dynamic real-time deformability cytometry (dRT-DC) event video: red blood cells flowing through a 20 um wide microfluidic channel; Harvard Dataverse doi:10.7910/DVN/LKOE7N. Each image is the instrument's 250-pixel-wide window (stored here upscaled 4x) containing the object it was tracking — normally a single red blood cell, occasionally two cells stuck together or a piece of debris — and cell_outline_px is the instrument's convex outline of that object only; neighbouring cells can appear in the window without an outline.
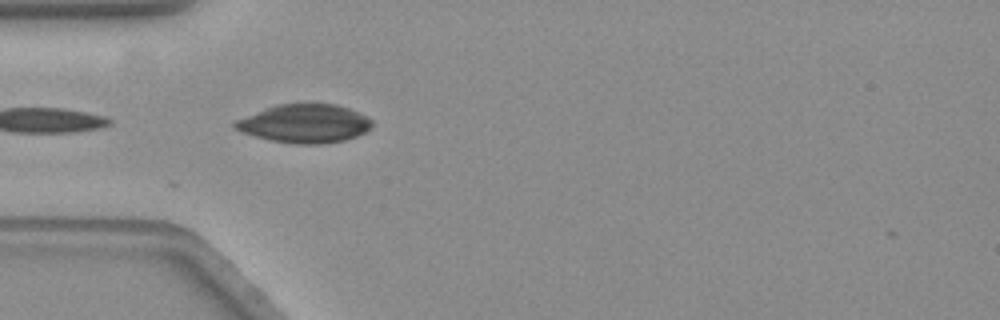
{"species": "common noctule bat (a hibernating species)", "species_latin": "Nyctalus noctula", "temperature_condition": "warm", "stored_images_in_passage": 13, "camera_frame_rate_fps": 3000, "um_per_image_px": 0.085, "animal": {"sex": "female", "body_mass_g": 19.3, "forearm_length_mm": 54.1}, "frame": {"image": 1, "passage_image": 1, "time_ms": 0.0, "image_size_px": [1000, 320], "cell_outline_px": [[372, 124], [364, 132], [356, 136], [344, 140], [320, 144], [296, 144], [272, 140], [256, 136], [244, 132], [236, 128], [232, 124], [236, 120], [276, 104], [312, 100], [336, 104], [348, 108], [368, 116], [372, 120]], "centroid_in_image_um": [25.93, 10.45], "position_along_channel_um": 59.1, "area_um2": 31.15}}